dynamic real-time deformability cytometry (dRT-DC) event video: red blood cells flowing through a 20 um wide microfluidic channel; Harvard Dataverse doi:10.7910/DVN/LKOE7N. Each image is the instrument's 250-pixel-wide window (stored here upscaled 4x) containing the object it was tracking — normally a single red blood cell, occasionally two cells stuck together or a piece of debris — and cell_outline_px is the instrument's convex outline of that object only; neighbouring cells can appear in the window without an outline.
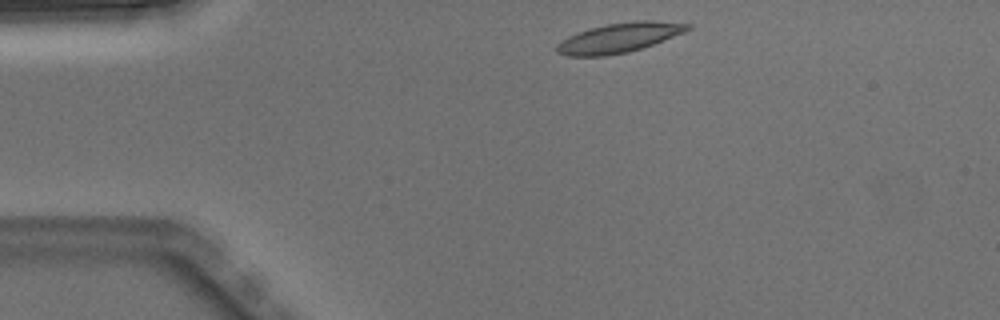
{"species": "Egyptian fruit bat (a non-hibernating species)", "species_latin": "Rousettus aegyptiacus", "temperature_condition": "warm", "stored_images_in_passage": 2, "camera_frame_rate_fps": 3000, "um_per_image_px": 0.085, "animal": {"sex": "male"}, "frame": {"image": 1, "passage_image": 1, "time_ms": 0.0, "image_size_px": [1000, 320], "cell_outline_px": [[692, 28], [684, 32], [652, 44], [628, 52], [604, 56], [564, 56], [556, 52], [556, 44], [568, 36], [592, 28], [608, 24], [636, 20], [652, 20], [692, 24]], "centroid_in_image_um": [52.61, 3.21], "position_along_channel_um": 32.4, "area_um2": 22.37}}